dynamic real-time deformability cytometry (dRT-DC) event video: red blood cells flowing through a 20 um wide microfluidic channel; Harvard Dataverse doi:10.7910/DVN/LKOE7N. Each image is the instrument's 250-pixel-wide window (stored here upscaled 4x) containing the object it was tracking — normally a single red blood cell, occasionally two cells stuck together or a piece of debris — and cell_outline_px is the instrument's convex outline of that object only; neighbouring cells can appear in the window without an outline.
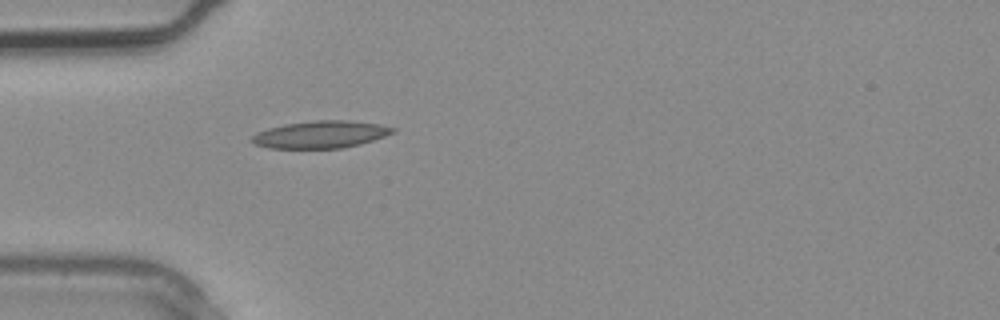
{"species": "common noctule bat (a hibernating species)", "species_latin": "Nyctalus noctula", "temperature_condition": "warm", "stored_images_in_passage": 1, "camera_frame_rate_fps": 3000, "um_per_image_px": 0.085, "animal": {"sex": "male", "body_mass_g": 20.4}, "frame": {"image": 1, "passage_image": 1, "time_ms": 0.0, "image_size_px": [1000, 320], "cell_outline_px": [[396, 132], [360, 144], [344, 148], [268, 148], [256, 144], [252, 140], [252, 136], [256, 132], [268, 128], [284, 124], [312, 120], [344, 120], [380, 124], [396, 128]], "centroid_in_image_um": [27.26, 11.42], "position_along_channel_um": 57.7, "area_um2": 22.37}}